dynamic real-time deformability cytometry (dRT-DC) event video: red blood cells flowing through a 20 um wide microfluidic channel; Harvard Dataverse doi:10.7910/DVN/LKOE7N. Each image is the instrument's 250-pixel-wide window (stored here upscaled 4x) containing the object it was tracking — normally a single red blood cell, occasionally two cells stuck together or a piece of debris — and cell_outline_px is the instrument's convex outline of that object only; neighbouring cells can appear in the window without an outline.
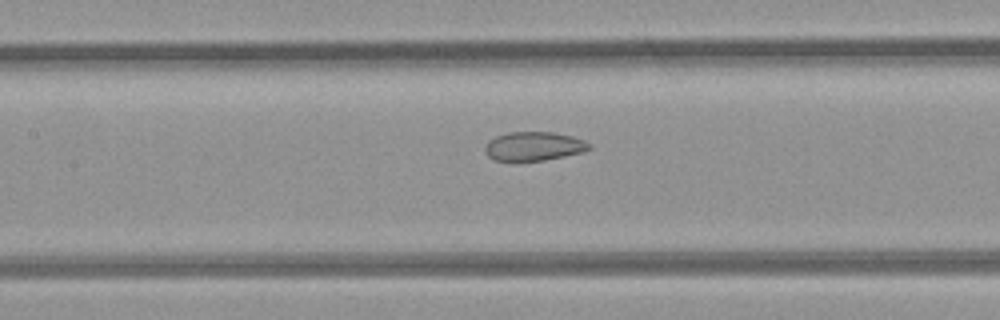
{"species": "common noctule bat (a hibernating species)", "species_latin": "Nyctalus noctula", "temperature_condition": "room temperature", "stored_images_in_passage": 14, "camera_frame_rate_fps": 3000, "um_per_image_px": 0.085, "animal": {"sex": "female", "body_mass_g": 21.9}, "frame": {"image": 1, "passage_image": 12, "time_ms": 3.667, "image_size_px": [1000, 320], "cell_outline_px": [[592, 148], [584, 152], [544, 160], [516, 164], [512, 164], [496, 160], [488, 156], [484, 148], [488, 140], [496, 136], [508, 132], [556, 132], [572, 136], [584, 140], [592, 144]], "centroid_in_image_um": [45.36, 12.47], "position_along_channel_um": 162.0, "area_um2": 18.32}}